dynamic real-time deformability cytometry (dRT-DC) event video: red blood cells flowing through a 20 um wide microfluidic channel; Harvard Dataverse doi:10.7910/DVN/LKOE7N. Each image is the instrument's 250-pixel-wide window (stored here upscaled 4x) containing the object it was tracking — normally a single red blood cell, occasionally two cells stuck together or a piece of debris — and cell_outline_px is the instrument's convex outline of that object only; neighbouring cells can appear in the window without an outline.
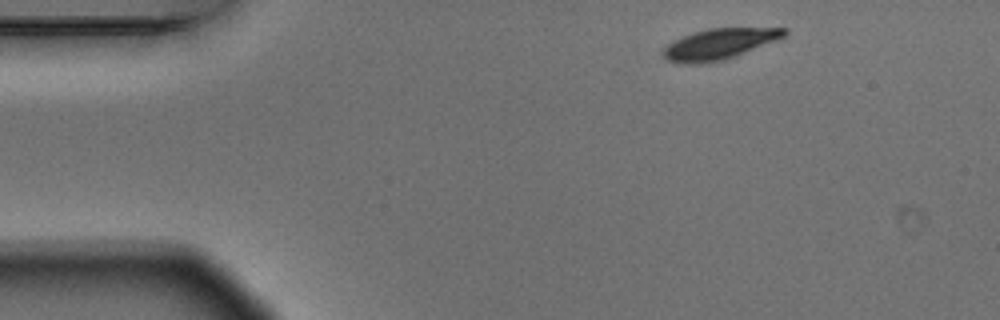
{"species": "Egyptian fruit bat (a non-hibernating species)", "species_latin": "Rousettus aegyptiacus", "temperature_condition": "warm", "stored_images_in_passage": 3, "camera_frame_rate_fps": 3000, "um_per_image_px": 0.085, "animal": {"sex": "male"}, "frame": {"image": 1, "passage_image": 1, "time_ms": 0.0, "image_size_px": [1000, 320], "cell_outline_px": [[788, 32], [784, 36], [776, 40], [736, 56], [724, 60], [708, 64], [688, 64], [668, 60], [660, 52], [668, 44], [684, 36], [708, 28], [788, 28]], "centroid_in_image_um": [61.14, 3.75], "position_along_channel_um": 23.9, "area_um2": 21.56}}